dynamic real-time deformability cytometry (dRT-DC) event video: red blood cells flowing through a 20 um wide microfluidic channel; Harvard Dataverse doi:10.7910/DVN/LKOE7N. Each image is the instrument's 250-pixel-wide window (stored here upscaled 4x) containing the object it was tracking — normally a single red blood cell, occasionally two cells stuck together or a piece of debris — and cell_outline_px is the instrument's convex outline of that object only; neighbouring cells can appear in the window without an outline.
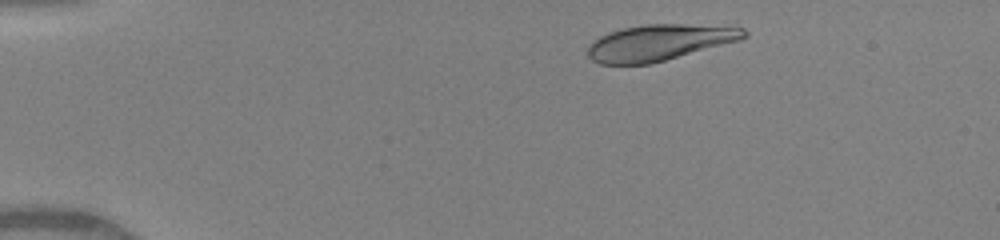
{"species": "human", "species_latin": "Homo sapiens", "temperature_condition": "warm", "stored_images_in_passage": 45, "camera_frame_rate_fps": 3000, "um_per_image_px": 0.085, "donor": {"sex": "female"}, "frame": {"image": 1, "passage_image": 5, "time_ms": 1.333, "image_size_px": [1000, 240], "cell_outline_px": [[748, 36], [740, 40], [652, 64], [600, 64], [592, 60], [588, 56], [588, 48], [600, 36], [608, 32], [624, 28], [648, 24], [680, 24], [744, 28], [748, 32]], "centroid_in_image_um": [56.05, 3.63], "position_along_channel_um": 28.9, "area_um2": 32.54}}
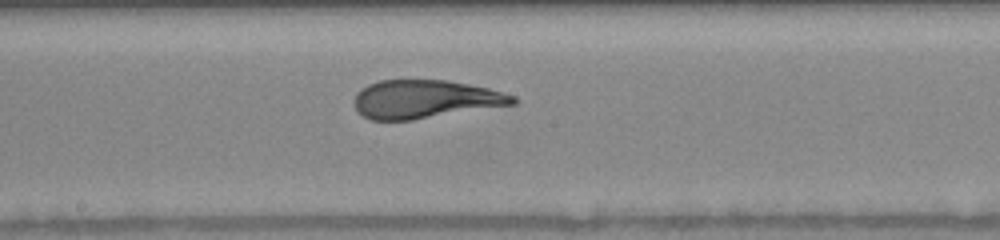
{"frame": {"image": 2, "passage_image": 24, "time_ms": 7.667, "image_size_px": [1000, 240], "cell_outline_px": [[516, 104], [412, 120], [372, 120], [356, 112], [352, 100], [356, 92], [360, 88], [368, 84], [380, 80], [448, 80], [488, 88], [504, 92], [516, 96]], "centroid_in_image_um": [36.09, 8.43], "position_along_channel_um": 212.1, "area_um2": 35.72}}
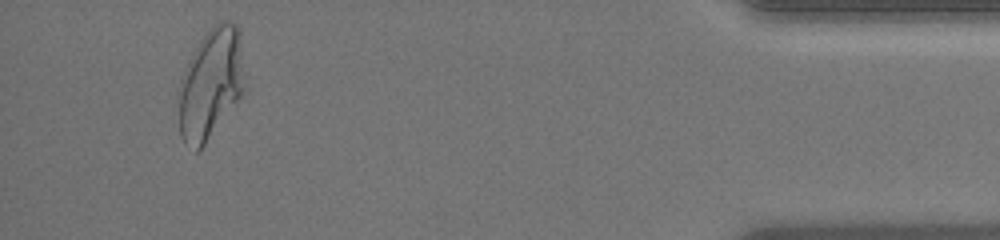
{"frame": {"image": 3, "passage_image": 43, "time_ms": 14.0, "image_size_px": [1000, 240], "cell_outline_px": [[244, 96], [200, 152], [196, 152], [184, 144], [180, 136], [180, 80], [188, 60], [200, 40], [208, 28], [220, 20], [228, 20], [236, 24], [240, 28], [244, 88]], "centroid_in_image_um": [17.94, 7.15], "position_along_channel_um": 417.3, "area_um2": 43.41}}